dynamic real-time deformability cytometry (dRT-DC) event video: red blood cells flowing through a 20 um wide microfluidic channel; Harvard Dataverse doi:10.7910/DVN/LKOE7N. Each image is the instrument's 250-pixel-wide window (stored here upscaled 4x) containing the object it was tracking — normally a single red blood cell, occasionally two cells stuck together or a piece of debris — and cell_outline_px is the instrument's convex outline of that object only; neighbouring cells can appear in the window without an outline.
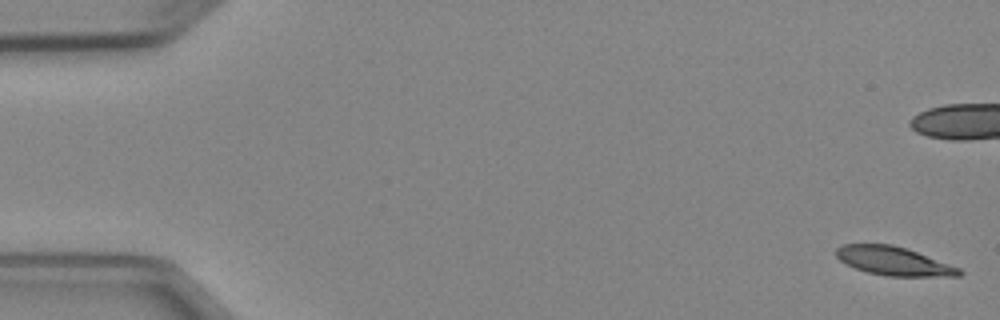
{"species": "Egyptian fruit bat (a non-hibernating species)", "species_latin": "Rousettus aegyptiacus", "temperature_condition": "cold", "stored_images_in_passage": 7, "camera_frame_rate_fps": 3000, "um_per_image_px": 0.085, "animal": {"sex": "female"}, "frame": {"image": 1, "passage_image": 1, "time_ms": 0.0, "image_size_px": [1000, 320], "cell_outline_px": [[964, 272], [960, 276], [888, 276], [868, 272], [856, 268], [840, 260], [836, 256], [836, 248], [844, 244], [892, 244], [908, 248], [960, 268]], "centroid_in_image_um": [75.99, 22.18], "position_along_channel_um": 9.0, "area_um2": 20.46}}